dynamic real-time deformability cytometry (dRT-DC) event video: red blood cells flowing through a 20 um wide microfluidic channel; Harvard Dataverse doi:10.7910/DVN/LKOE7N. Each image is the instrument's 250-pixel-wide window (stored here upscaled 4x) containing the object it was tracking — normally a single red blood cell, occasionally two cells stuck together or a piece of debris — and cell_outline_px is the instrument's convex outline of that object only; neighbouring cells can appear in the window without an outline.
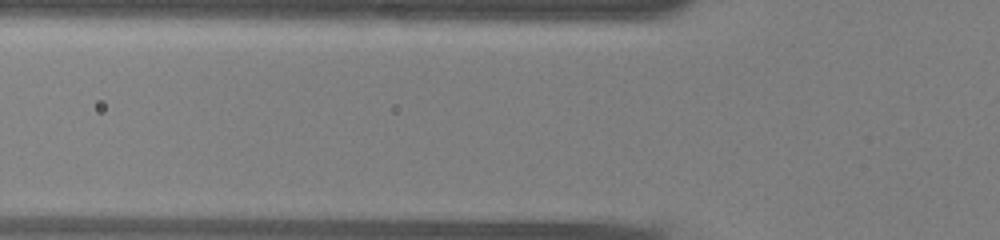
{"species": "common noctule bat (a hibernating species)", "species_latin": "Nyctalus noctula", "temperature_condition": "warm", "stored_images_in_passage": 5, "segment_of_instrument_passage": [1, 2], "camera_frame_rate_fps": 3000, "um_per_image_px": 0.085, "animal": {"sex": "male", "body_mass_g": 13.0, "forearm_length_mm": 53.1}, "frame": {"image": 1, "passage_image": 4, "time_ms": 1.0, "image_size_px": [1000, 240], "cell_outline_px": [[144, 180], [140, 184], [124, 188], [20, 184], [12, 176], [24, 164], [96, 168], [144, 172]], "centroid_in_image_um": [6.56, 15.01], "position_along_channel_um": 119.2, "area_um2": 16.88}}